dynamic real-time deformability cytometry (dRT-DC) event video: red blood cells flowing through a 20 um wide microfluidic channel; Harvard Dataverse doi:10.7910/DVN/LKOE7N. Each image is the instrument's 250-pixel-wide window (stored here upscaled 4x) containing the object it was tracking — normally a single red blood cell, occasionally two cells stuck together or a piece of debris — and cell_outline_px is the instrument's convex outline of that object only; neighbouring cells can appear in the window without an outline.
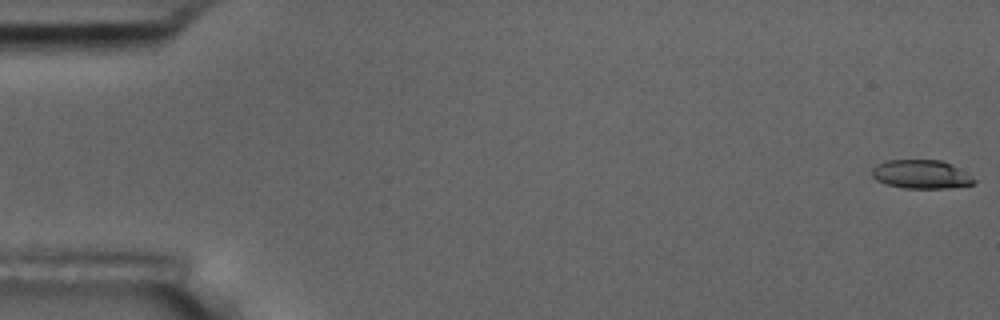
{"species": "common noctule bat (a hibernating species)", "species_latin": "Nyctalus noctula", "temperature_condition": "room temperature", "stored_images_in_passage": 56, "camera_frame_rate_fps": 3000, "um_per_image_px": 0.085, "animal": {"sex": "male", "body_mass_g": 17.5, "forearm_length_mm": 52.3}, "frame": {"image": 1, "passage_image": 1, "time_ms": 0.0, "image_size_px": [1000, 320], "cell_outline_px": [[976, 184], [948, 188], [904, 188], [888, 184], [876, 180], [872, 176], [872, 168], [876, 164], [888, 160], [940, 160], [952, 164], [976, 180]], "centroid_in_image_um": [78.29, 14.81], "position_along_channel_um": 6.7, "area_um2": 16.99}}
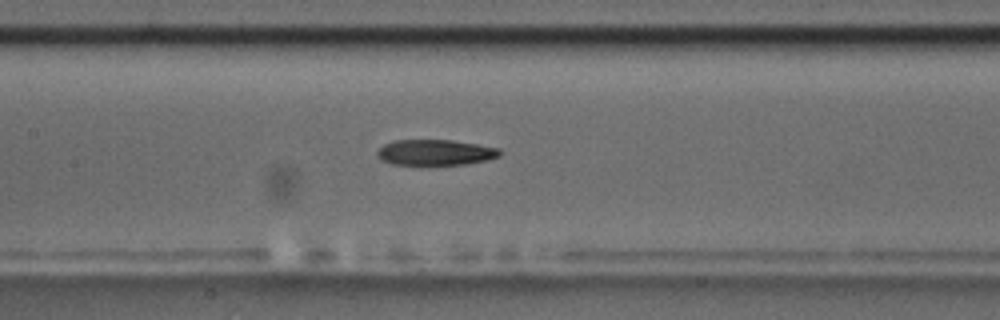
{"frame": {"image": 2, "passage_image": 27, "time_ms": 8.667, "image_size_px": [1000, 320], "cell_outline_px": [[500, 156], [484, 160], [464, 164], [420, 168], [392, 164], [380, 160], [376, 152], [384, 144], [396, 140], [452, 140], [500, 148]], "centroid_in_image_um": [36.93, 13.01], "position_along_channel_um": 170.5, "area_um2": 19.13}}
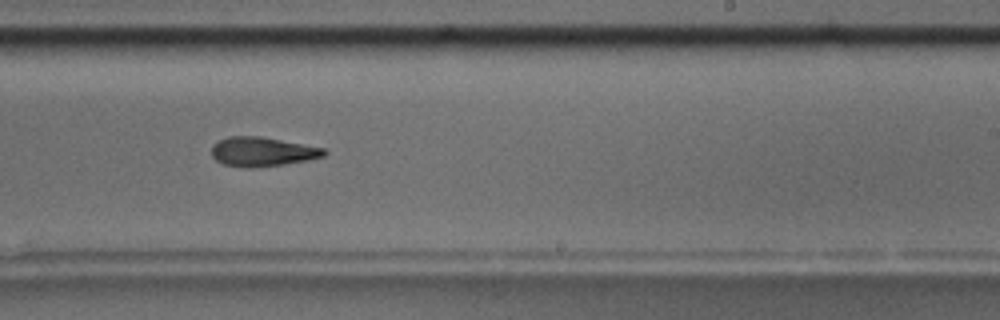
{"frame": {"image": 3, "passage_image": 35, "time_ms": 11.333, "image_size_px": [1000, 320], "cell_outline_px": [[328, 152], [324, 156], [308, 160], [284, 164], [248, 168], [224, 164], [216, 160], [212, 156], [212, 144], [216, 140], [228, 136], [260, 136], [324, 148]], "centroid_in_image_um": [22.27, 12.88], "position_along_channel_um": 266.7, "area_um2": 19.19}, "authors_computed_cell_mechanics": {"area_um2": 19.074, "velocity_mm_per_s": 3.6265, "shape_relaxation_time_tau1_ms": 9.9783, "shape_relaxation_time_tau2_ms": 10.5484, "deformation_change_tau1": 0.2507, "deformation_change_tau2": 0.2571}}